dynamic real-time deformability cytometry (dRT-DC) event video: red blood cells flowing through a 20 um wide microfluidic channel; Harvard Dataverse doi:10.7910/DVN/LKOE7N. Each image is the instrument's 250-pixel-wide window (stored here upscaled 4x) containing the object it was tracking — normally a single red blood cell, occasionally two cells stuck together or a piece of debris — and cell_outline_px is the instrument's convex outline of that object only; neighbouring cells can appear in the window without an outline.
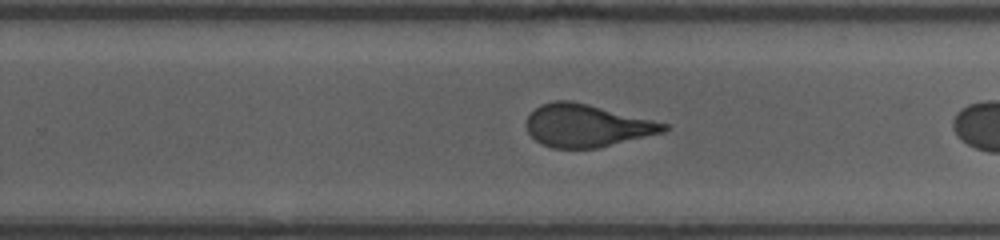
{"species": "human", "species_latin": "Homo sapiens", "temperature_condition": "room temperature", "stored_images_in_passage": 17, "camera_frame_rate_fps": 3000, "um_per_image_px": 0.085, "donor": {"sex": "female"}, "frame": {"image": 1, "passage_image": 15, "time_ms": 4.667, "image_size_px": [1000, 240], "cell_outline_px": [[668, 128], [664, 132], [596, 148], [552, 148], [540, 144], [528, 132], [524, 124], [528, 116], [540, 104], [556, 100], [568, 100], [588, 104], [668, 124]], "centroid_in_image_um": [49.82, 10.68], "position_along_channel_um": 280.0, "area_um2": 33.81}}